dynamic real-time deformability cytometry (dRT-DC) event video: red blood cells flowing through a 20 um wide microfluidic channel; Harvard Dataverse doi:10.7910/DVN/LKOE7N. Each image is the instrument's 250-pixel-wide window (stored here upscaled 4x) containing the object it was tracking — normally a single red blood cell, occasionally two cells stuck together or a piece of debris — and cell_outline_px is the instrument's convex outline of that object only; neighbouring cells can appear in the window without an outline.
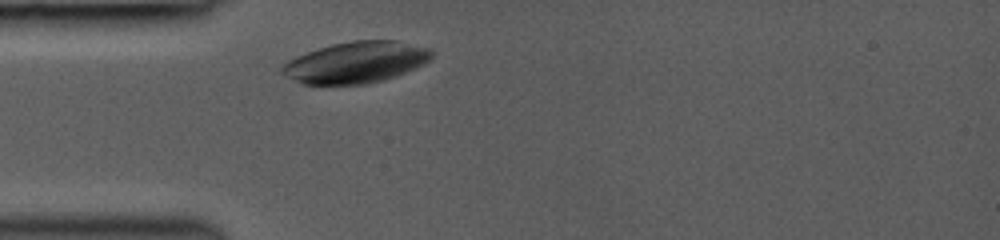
{"species": "common noctule bat (a hibernating species)", "species_latin": "Nyctalus noctula", "temperature_condition": "room temperature", "stored_images_in_passage": 27, "camera_frame_rate_fps": 3000, "um_per_image_px": 0.085, "animal": {"sex": "female", "body_mass_g": 19.0, "forearm_length_mm": 53.3}, "frame": {"image": 1, "passage_image": 1, "time_ms": 0.0, "image_size_px": [1000, 240], "cell_outline_px": [[432, 56], [424, 64], [396, 76], [384, 80], [364, 84], [304, 84], [284, 76], [280, 72], [280, 68], [288, 60], [296, 56], [332, 44], [352, 40], [396, 40], [432, 48]], "centroid_in_image_um": [30.26, 5.29], "position_along_channel_um": 54.7, "area_um2": 36.07}}
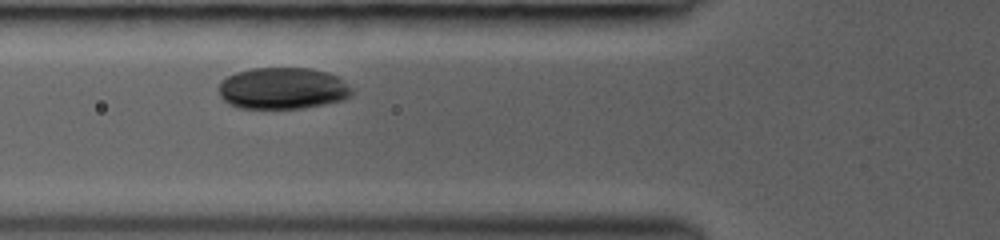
{"frame": {"image": 2, "passage_image": 5, "time_ms": 1.333, "image_size_px": [1000, 240], "cell_outline_px": [[352, 96], [344, 100], [304, 108], [236, 108], [228, 104], [220, 96], [220, 80], [236, 72], [252, 68], [308, 68], [328, 72], [336, 76], [352, 88]], "centroid_in_image_um": [24.02, 7.51], "position_along_channel_um": 101.8, "area_um2": 32.43}}
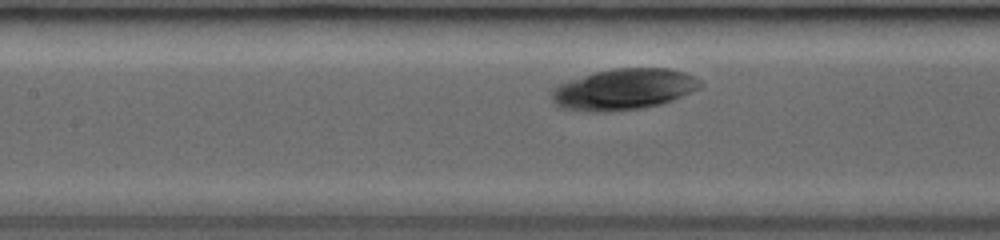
{"frame": {"image": 3, "passage_image": 9, "time_ms": 2.667, "image_size_px": [1000, 240], "cell_outline_px": [[704, 84], [700, 88], [672, 100], [660, 104], [640, 108], [612, 112], [588, 112], [560, 108], [552, 100], [552, 88], [556, 84], [568, 80], [596, 72], [616, 68], [668, 68], [684, 72], [696, 76]], "centroid_in_image_um": [53.0, 7.59], "position_along_channel_um": 154.4, "area_um2": 35.84}}